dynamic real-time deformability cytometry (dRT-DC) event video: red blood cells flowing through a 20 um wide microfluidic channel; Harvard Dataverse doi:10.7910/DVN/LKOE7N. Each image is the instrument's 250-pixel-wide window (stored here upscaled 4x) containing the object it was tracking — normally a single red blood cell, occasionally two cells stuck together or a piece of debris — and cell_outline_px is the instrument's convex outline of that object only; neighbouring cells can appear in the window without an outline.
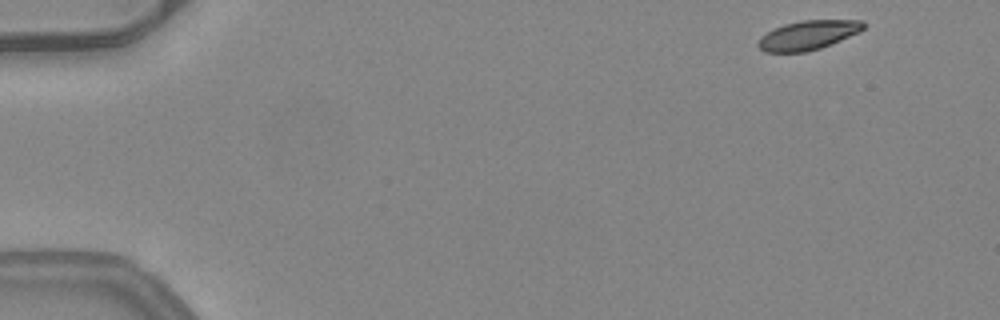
{"species": "common noctule bat (a hibernating species)", "species_latin": "Nyctalus noctula", "temperature_condition": "warm", "stored_images_in_passage": 48, "camera_frame_rate_fps": 3000, "um_per_image_px": 0.085, "animal": {"sex": "female", "body_mass_g": 24.6, "forearm_length_mm": 56.2}, "frame": {"image": 1, "passage_image": 1, "time_ms": 0.0, "image_size_px": [1000, 320], "cell_outline_px": [[864, 28], [860, 32], [832, 44], [820, 48], [804, 52], [764, 52], [756, 44], [760, 36], [784, 24], [800, 20], [864, 20]], "centroid_in_image_um": [68.69, 2.99], "position_along_channel_um": 16.3, "area_um2": 17.98}}
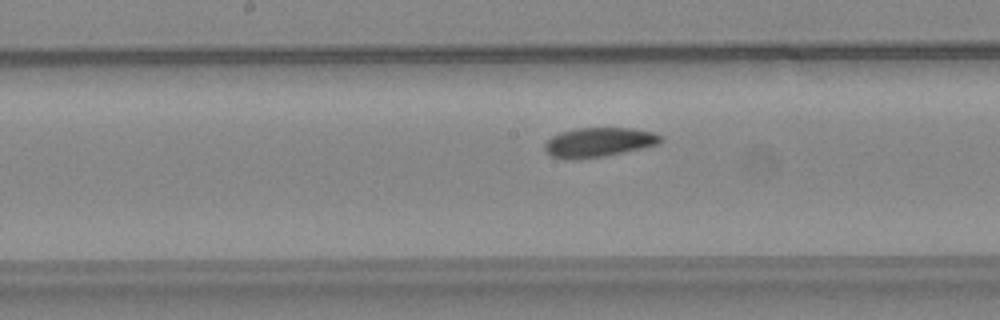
{"frame": {"image": 2, "passage_image": 24, "time_ms": 7.667, "image_size_px": [1000, 320], "cell_outline_px": [[664, 140], [660, 144], [624, 152], [604, 156], [572, 160], [568, 160], [552, 156], [544, 148], [544, 144], [552, 136], [560, 132], [576, 128], [632, 128], [652, 132], [664, 136]], "centroid_in_image_um": [50.92, 12.09], "position_along_channel_um": 197.3, "area_um2": 20.0}}
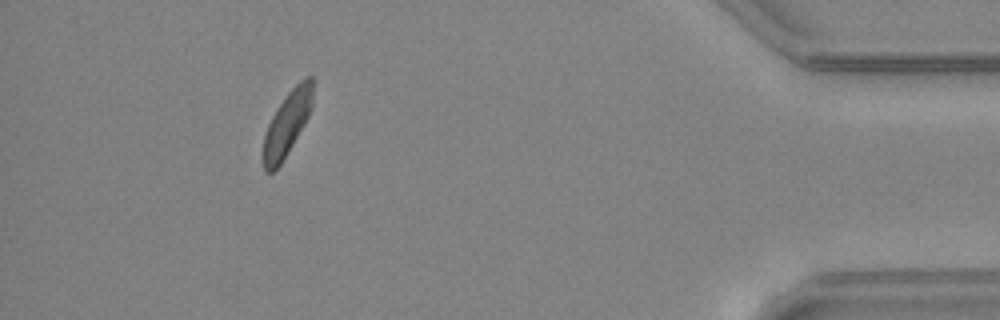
{"frame": {"image": 3, "passage_image": 44, "time_ms": 14.333, "image_size_px": [1000, 320], "cell_outline_px": [[312, 108], [304, 124], [288, 152], [280, 164], [272, 172], [264, 172], [260, 156], [264, 136], [268, 124], [276, 108], [288, 92], [300, 80], [308, 76], [312, 76]], "centroid_in_image_um": [24.35, 10.56], "position_along_channel_um": 410.9, "area_um2": 18.67}, "authors_computed_cell_mechanics": {"area_um2": 19.4786, "velocity_mm_per_s": 4.0233, "shape_relaxation_time_tau1_ms": 3.2821, "shape_relaxation_time_tau2_ms": 3.8389, "deformation_change_tau1": 0.1076, "deformation_change_tau2": 0.1091}}